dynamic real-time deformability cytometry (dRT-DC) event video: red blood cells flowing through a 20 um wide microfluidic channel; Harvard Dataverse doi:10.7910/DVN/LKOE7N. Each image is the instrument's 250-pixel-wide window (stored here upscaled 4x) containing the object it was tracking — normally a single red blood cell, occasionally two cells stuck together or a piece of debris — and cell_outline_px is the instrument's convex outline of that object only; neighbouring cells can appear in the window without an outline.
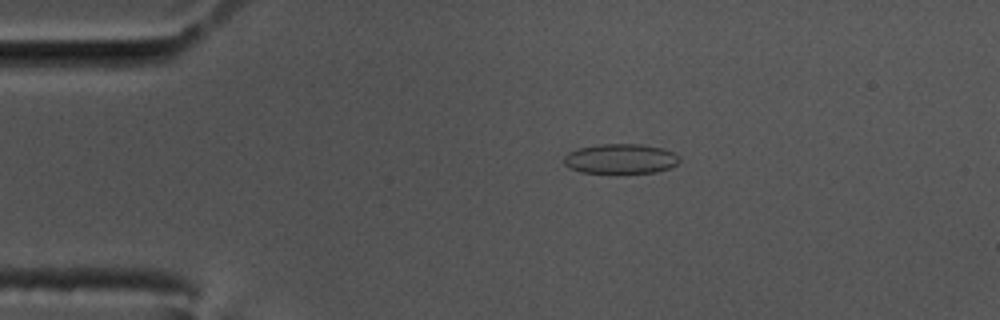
{"species": "common noctule bat (a hibernating species)", "species_latin": "Nyctalus noctula", "temperature_condition": "cold", "stored_images_in_passage": 30, "camera_frame_rate_fps": 3000, "um_per_image_px": 0.085, "animal": {"sex": "male", "body_mass_g": 17.5, "forearm_length_mm": 52.3}, "frame": {"image": 1, "passage_image": 11, "time_ms": 3.333, "image_size_px": [1000, 320], "cell_outline_px": [[680, 160], [676, 164], [668, 168], [656, 172], [616, 176], [580, 172], [568, 168], [564, 164], [564, 156], [568, 152], [576, 148], [600, 144], [640, 144], [664, 148], [680, 156]], "centroid_in_image_um": [52.71, 13.54], "position_along_channel_um": 32.3, "area_um2": 21.15}}
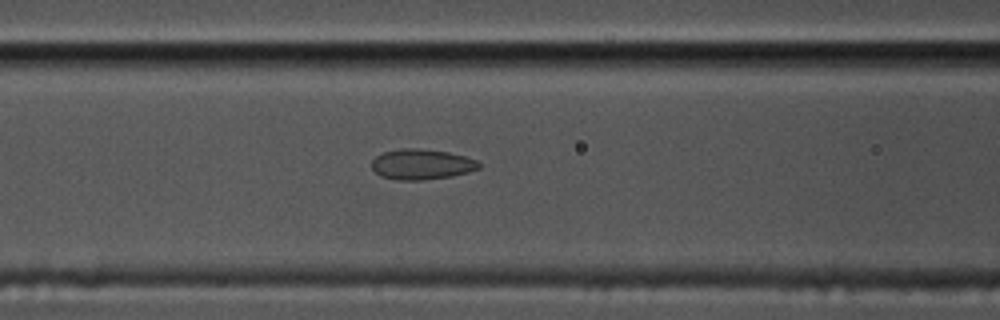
{"frame": {"image": 2, "passage_image": 23, "time_ms": 7.333, "image_size_px": [1000, 320], "cell_outline_px": [[480, 168], [468, 172], [452, 176], [420, 180], [396, 180], [380, 176], [372, 168], [372, 160], [376, 156], [384, 152], [400, 148], [420, 148], [448, 152], [464, 156], [476, 160], [480, 164]], "centroid_in_image_um": [35.82, 13.96], "position_along_channel_um": 130.8, "area_um2": 19.02}}
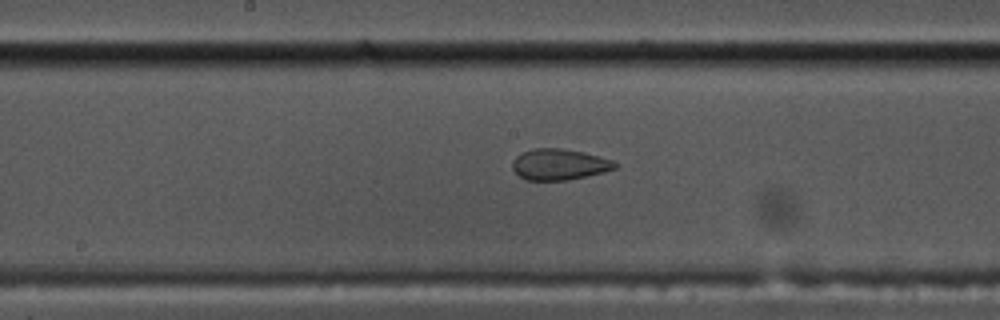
{"frame": {"image": 3, "passage_image": 29, "time_ms": 9.333, "image_size_px": [1000, 320], "cell_outline_px": [[616, 168], [604, 172], [568, 180], [524, 180], [512, 168], [512, 160], [520, 152], [532, 148], [560, 148], [584, 152], [612, 160], [616, 164]], "centroid_in_image_um": [47.49, 13.97], "position_along_channel_um": 200.7, "area_um2": 18.61}}